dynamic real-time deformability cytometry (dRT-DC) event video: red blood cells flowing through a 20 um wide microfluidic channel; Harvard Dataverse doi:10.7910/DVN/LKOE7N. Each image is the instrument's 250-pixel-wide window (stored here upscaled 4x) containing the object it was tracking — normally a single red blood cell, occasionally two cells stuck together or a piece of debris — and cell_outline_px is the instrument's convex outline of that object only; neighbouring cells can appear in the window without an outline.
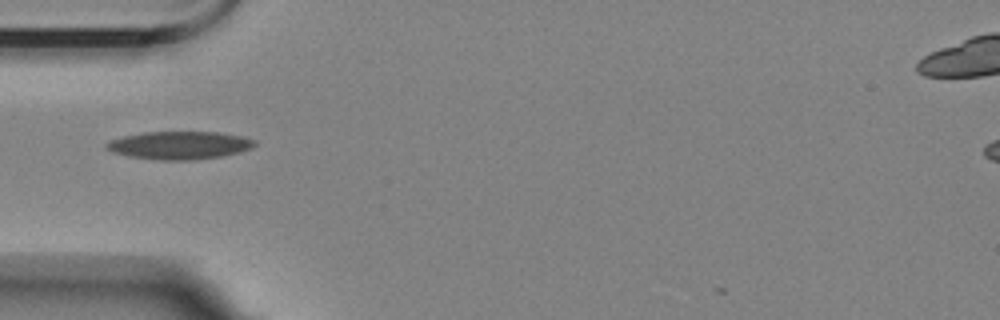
{"species": "Egyptian fruit bat (a non-hibernating species)", "species_latin": "Rousettus aegyptiacus", "temperature_condition": "room temperature", "stored_images_in_passage": 37, "camera_frame_rate_fps": 3000, "um_per_image_px": 0.085, "animal": {"sex": "female"}, "frame": {"image": 1, "passage_image": 1, "time_ms": 0.0, "image_size_px": [1000, 320], "cell_outline_px": [[256, 144], [252, 148], [240, 152], [220, 156], [196, 160], [160, 160], [128, 156], [112, 152], [104, 148], [104, 144], [108, 140], [124, 136], [144, 132], [216, 132], [240, 136], [256, 140]], "centroid_in_image_um": [15.21, 12.35], "position_along_channel_um": 69.8, "area_um2": 24.22}}
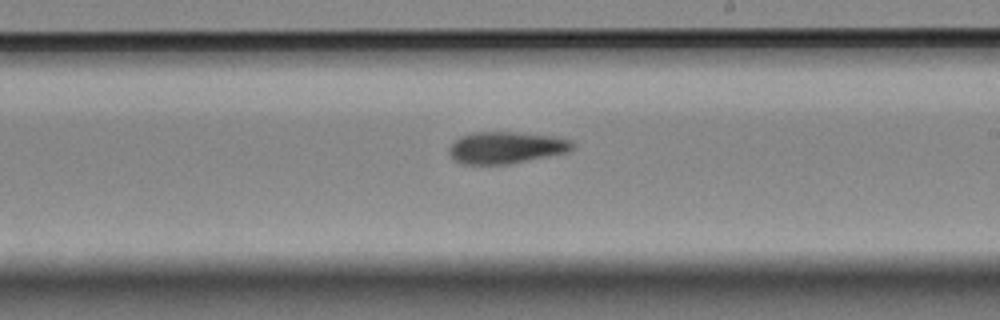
{"frame": {"image": 2, "passage_image": 16, "time_ms": 5.0, "image_size_px": [1000, 320], "cell_outline_px": [[576, 148], [568, 152], [508, 164], [460, 164], [452, 160], [448, 152], [448, 148], [460, 136], [472, 132], [516, 132], [556, 136], [572, 140]], "centroid_in_image_um": [43.02, 12.54], "position_along_channel_um": 246.0, "area_um2": 23.18}}
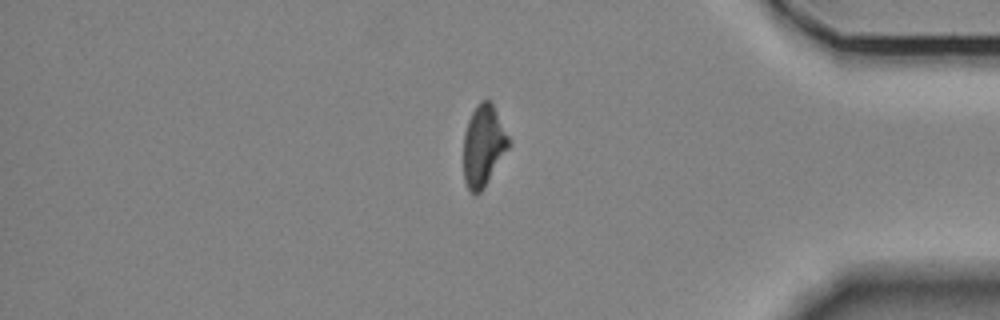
{"frame": {"image": 3, "passage_image": 31, "time_ms": 10.0, "image_size_px": [1000, 320], "cell_outline_px": [[512, 144], [480, 192], [476, 196], [468, 188], [464, 180], [464, 132], [468, 120], [476, 104], [480, 100], [488, 100], [492, 104], [512, 140]], "centroid_in_image_um": [41.11, 12.36], "position_along_channel_um": 394.1, "area_um2": 21.44}}